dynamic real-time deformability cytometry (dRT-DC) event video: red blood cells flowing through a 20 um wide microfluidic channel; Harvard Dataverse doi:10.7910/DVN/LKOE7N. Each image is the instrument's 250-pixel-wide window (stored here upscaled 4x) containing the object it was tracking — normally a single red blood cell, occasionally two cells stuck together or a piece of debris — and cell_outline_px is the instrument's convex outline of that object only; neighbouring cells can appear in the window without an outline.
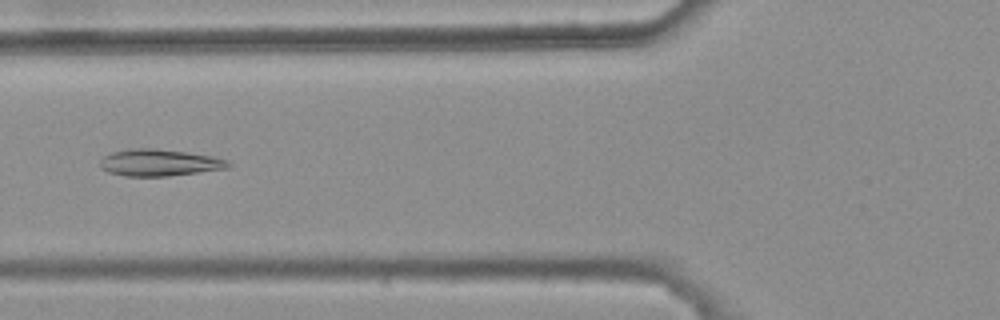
{"species": "common noctule bat (a hibernating species)", "species_latin": "Nyctalus noctula", "temperature_condition": "warm", "stored_images_in_passage": 5, "camera_frame_rate_fps": 3000, "um_per_image_px": 0.085, "animal": {"sex": "female", "body_mass_g": 25.1}, "frame": {"image": 1, "passage_image": 5, "time_ms": 1.333, "image_size_px": [1000, 320], "cell_outline_px": [[232, 164], [224, 168], [168, 176], [124, 176], [108, 172], [100, 168], [100, 160], [104, 156], [112, 152], [132, 148], [152, 148], [184, 152], [212, 156], [228, 160]], "centroid_in_image_um": [13.48, 13.82], "position_along_channel_um": 112.3, "area_um2": 19.77}}